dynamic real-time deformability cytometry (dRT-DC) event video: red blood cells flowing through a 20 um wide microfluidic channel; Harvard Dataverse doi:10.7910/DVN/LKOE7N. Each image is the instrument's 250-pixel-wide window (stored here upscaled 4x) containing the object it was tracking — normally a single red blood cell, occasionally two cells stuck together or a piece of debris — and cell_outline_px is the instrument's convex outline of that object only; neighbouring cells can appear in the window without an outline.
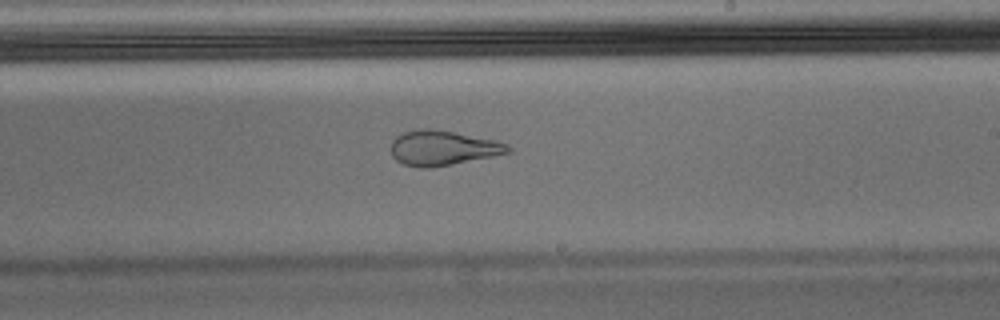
{"species": "Egyptian fruit bat (a non-hibernating species)", "species_latin": "Rousettus aegyptiacus", "temperature_condition": "warm", "stored_images_in_passage": 46, "camera_frame_rate_fps": 3000, "um_per_image_px": 0.085, "animal": {"sex": "male"}, "frame": {"image": 1, "passage_image": 27, "time_ms": 8.667, "image_size_px": [1000, 320], "cell_outline_px": [[512, 152], [492, 156], [428, 168], [420, 168], [404, 164], [396, 160], [392, 156], [392, 140], [396, 136], [404, 132], [420, 128], [428, 128], [452, 132], [496, 140], [508, 144], [512, 148]], "centroid_in_image_um": [37.63, 12.57], "position_along_channel_um": 251.4, "area_um2": 23.52}}